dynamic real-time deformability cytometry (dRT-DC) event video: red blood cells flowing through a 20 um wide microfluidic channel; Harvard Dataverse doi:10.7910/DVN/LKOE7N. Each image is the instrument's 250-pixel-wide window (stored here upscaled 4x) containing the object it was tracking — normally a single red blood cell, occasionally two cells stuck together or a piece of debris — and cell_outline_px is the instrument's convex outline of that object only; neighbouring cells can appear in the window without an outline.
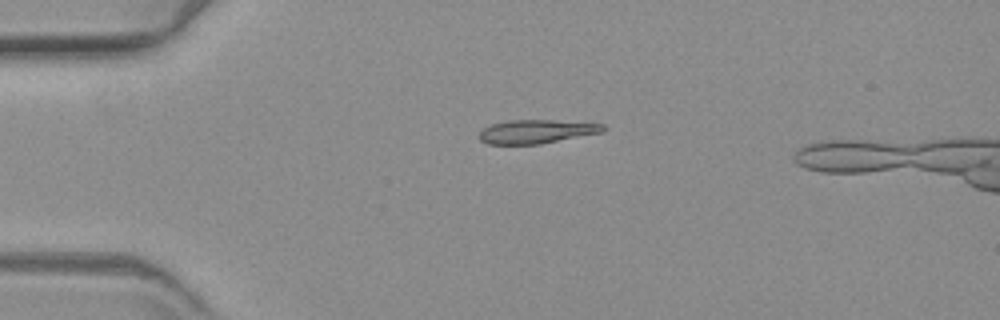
{"species": "common noctule bat (a hibernating species)", "species_latin": "Nyctalus noctula", "temperature_condition": "warm", "stored_images_in_passage": 42, "camera_frame_rate_fps": 3000, "um_per_image_px": 0.085, "animal": {"sex": "female", "body_mass_g": 19.3, "forearm_length_mm": 54.1}, "frame": {"image": 1, "passage_image": 1, "time_ms": 0.0, "image_size_px": [1000, 320], "cell_outline_px": [[608, 128], [604, 132], [540, 144], [488, 144], [480, 140], [476, 136], [484, 128], [492, 124], [508, 120], [556, 120], [604, 124]], "centroid_in_image_um": [45.62, 11.18], "position_along_channel_um": 39.4, "area_um2": 17.28}}
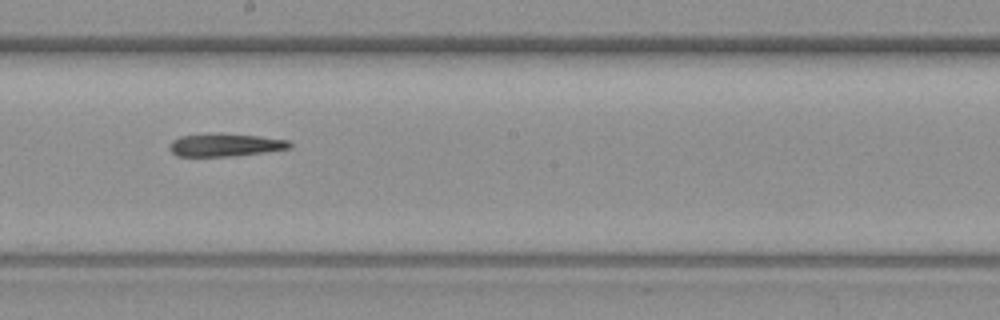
{"frame": {"image": 2, "passage_image": 20, "time_ms": 6.333, "image_size_px": [1000, 320], "cell_outline_px": [[292, 148], [264, 152], [232, 156], [176, 156], [168, 148], [168, 144], [172, 140], [180, 136], [260, 136], [288, 140], [292, 144]], "centroid_in_image_um": [19.15, 12.37], "position_along_channel_um": 229.0, "area_um2": 15.14}}
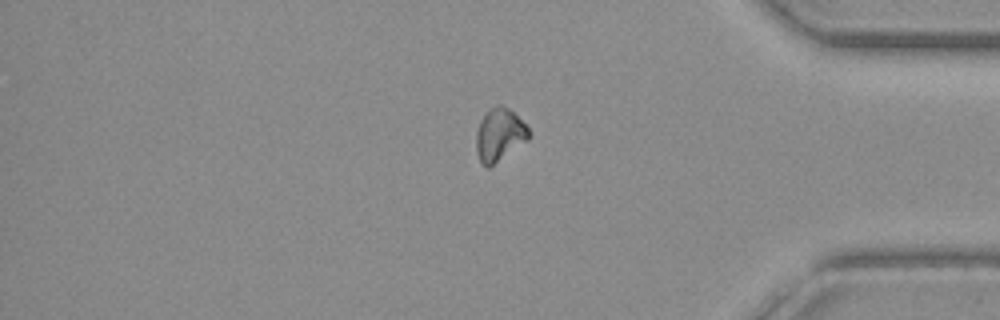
{"frame": {"image": 3, "passage_image": 36, "time_ms": 11.667, "image_size_px": [1000, 320], "cell_outline_px": [[532, 136], [528, 140], [488, 168], [484, 168], [476, 152], [476, 132], [480, 120], [488, 108], [496, 104], [500, 104], [508, 108], [532, 132]], "centroid_in_image_um": [42.44, 11.45], "position_along_channel_um": 392.8, "area_um2": 16.3}}